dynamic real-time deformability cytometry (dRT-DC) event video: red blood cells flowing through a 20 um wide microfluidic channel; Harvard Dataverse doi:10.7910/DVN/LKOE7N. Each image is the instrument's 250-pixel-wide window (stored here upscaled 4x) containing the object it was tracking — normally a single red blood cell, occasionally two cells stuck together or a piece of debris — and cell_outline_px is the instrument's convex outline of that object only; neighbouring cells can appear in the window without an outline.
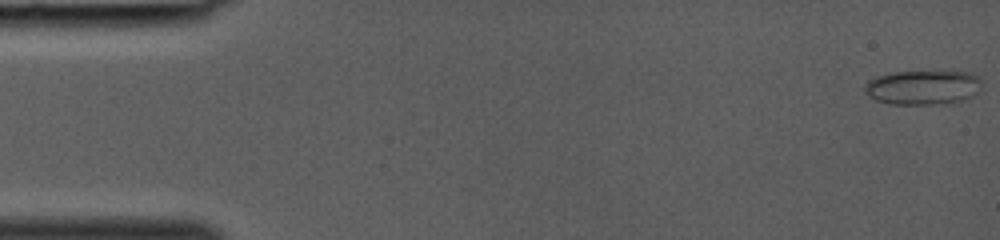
{"species": "common noctule bat (a hibernating species)", "species_latin": "Nyctalus noctula", "temperature_condition": "room temperature", "stored_images_in_passage": 38, "camera_frame_rate_fps": 3000, "um_per_image_px": 0.085, "animal": {"sex": "female", "body_mass_g": 19.0, "forearm_length_mm": 53.3}, "frame": {"image": 1, "passage_image": 1, "time_ms": 0.0, "image_size_px": [1000, 240], "cell_outline_px": [[980, 92], [964, 100], [936, 104], [888, 104], [876, 100], [868, 96], [864, 92], [864, 84], [868, 80], [876, 76], [892, 72], [972, 72], [980, 80]], "centroid_in_image_um": [78.41, 7.43], "position_along_channel_um": 6.6, "area_um2": 23.58}}
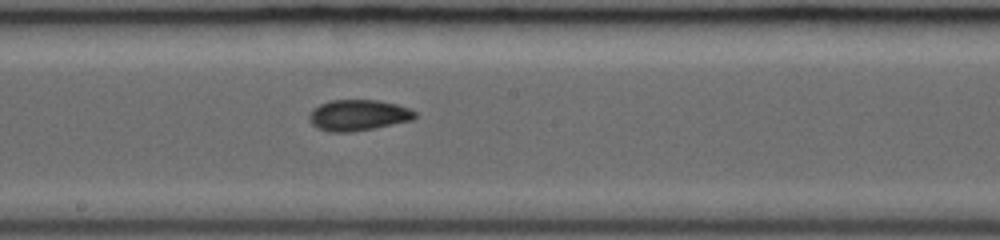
{"frame": {"image": 2, "passage_image": 22, "time_ms": 7.0, "image_size_px": [1000, 240], "cell_outline_px": [[416, 116], [412, 120], [376, 128], [352, 132], [328, 132], [316, 128], [308, 120], [308, 116], [320, 104], [332, 100], [380, 100], [396, 104], [408, 108], [416, 112]], "centroid_in_image_um": [30.45, 9.8], "position_along_channel_um": 217.8, "area_um2": 19.13}}
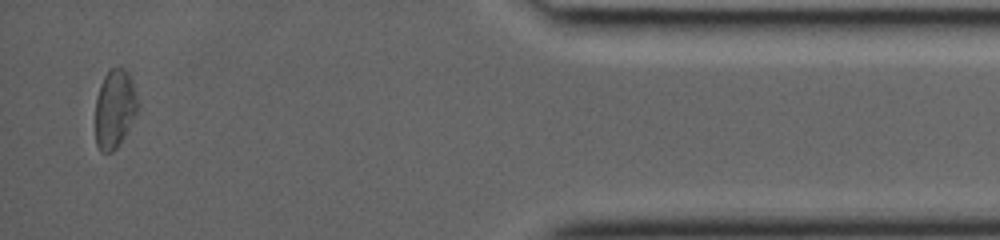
{"frame": {"image": 3, "passage_image": 37, "time_ms": 12.0, "image_size_px": [1000, 240], "cell_outline_px": [[140, 104], [124, 136], [116, 148], [112, 152], [100, 152], [96, 144], [96, 96], [100, 84], [104, 76], [112, 68], [124, 68], [128, 72], [132, 80]], "centroid_in_image_um": [9.75, 9.23], "position_along_channel_um": 425.5, "area_um2": 19.36}}